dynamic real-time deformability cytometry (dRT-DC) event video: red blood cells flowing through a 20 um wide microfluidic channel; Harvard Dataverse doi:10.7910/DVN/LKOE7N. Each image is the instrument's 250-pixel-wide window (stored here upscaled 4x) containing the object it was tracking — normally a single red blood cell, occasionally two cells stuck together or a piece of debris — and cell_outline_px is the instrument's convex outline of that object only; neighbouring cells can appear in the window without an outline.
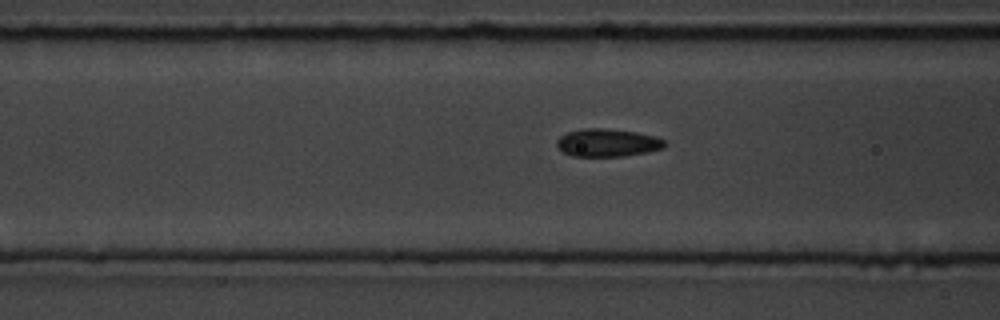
{"species": "common noctule bat (a hibernating species)", "species_latin": "Nyctalus noctula", "temperature_condition": "room temperature", "stored_images_in_passage": 7, "camera_frame_rate_fps": 3000, "um_per_image_px": 0.085, "animal": {"sex": "male", "body_mass_g": 19.5, "forearm_length_mm": 54.6}, "frame": {"image": 1, "passage_image": 7, "time_ms": 8.667, "image_size_px": [1000, 320], "cell_outline_px": [[668, 144], [664, 148], [648, 152], [624, 156], [572, 156], [564, 152], [556, 144], [556, 140], [560, 136], [568, 132], [584, 128], [604, 128], [636, 132], [652, 136], [664, 140]], "centroid_in_image_um": [51.65, 12.13], "position_along_channel_um": 115.0, "area_um2": 17.46}}